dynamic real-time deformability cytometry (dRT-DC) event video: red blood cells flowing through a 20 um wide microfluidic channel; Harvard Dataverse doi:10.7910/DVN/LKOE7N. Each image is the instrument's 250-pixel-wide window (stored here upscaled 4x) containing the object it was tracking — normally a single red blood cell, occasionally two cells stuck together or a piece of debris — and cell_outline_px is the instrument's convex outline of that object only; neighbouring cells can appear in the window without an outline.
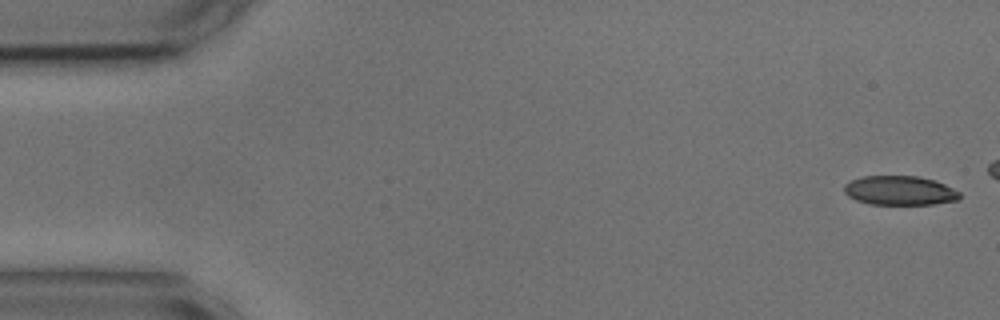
{"species": "common noctule bat (a hibernating species)", "species_latin": "Nyctalus noctula", "temperature_condition": "cold", "stored_images_in_passage": 44, "camera_frame_rate_fps": 3000, "um_per_image_px": 0.085, "animal": {"sex": "male", "body_mass_g": 17.9, "forearm_length_mm": 54.2}, "frame": {"image": 1, "passage_image": 1, "time_ms": 0.0, "image_size_px": [1000, 320], "cell_outline_px": [[960, 200], [932, 204], [868, 204], [856, 200], [848, 196], [844, 192], [844, 184], [852, 180], [864, 176], [920, 176], [936, 180], [960, 192]], "centroid_in_image_um": [76.49, 16.19], "position_along_channel_um": 8.5, "area_um2": 19.77}}